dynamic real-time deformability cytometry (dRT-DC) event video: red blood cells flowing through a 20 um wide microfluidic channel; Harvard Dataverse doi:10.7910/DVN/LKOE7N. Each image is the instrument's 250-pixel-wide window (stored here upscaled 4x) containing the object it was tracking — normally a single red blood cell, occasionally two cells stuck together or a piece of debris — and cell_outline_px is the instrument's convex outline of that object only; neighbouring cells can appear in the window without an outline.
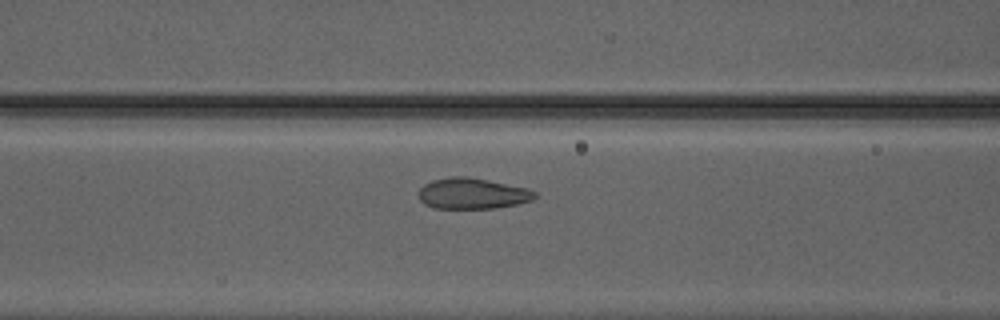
{"species": "Egyptian fruit bat (a non-hibernating species)", "species_latin": "Rousettus aegyptiacus", "temperature_condition": "warm", "stored_images_in_passage": 31, "camera_frame_rate_fps": 3000, "um_per_image_px": 0.085, "animal": {"sex": "male"}, "frame": {"image": 1, "passage_image": 8, "time_ms": 2.333, "image_size_px": [1000, 320], "cell_outline_px": [[536, 196], [532, 200], [516, 204], [496, 208], [432, 208], [424, 204], [420, 200], [420, 188], [424, 184], [432, 180], [452, 176], [468, 176], [528, 188], [536, 192]], "centroid_in_image_um": [40.15, 16.44], "position_along_channel_um": 126.5, "area_um2": 20.92}}
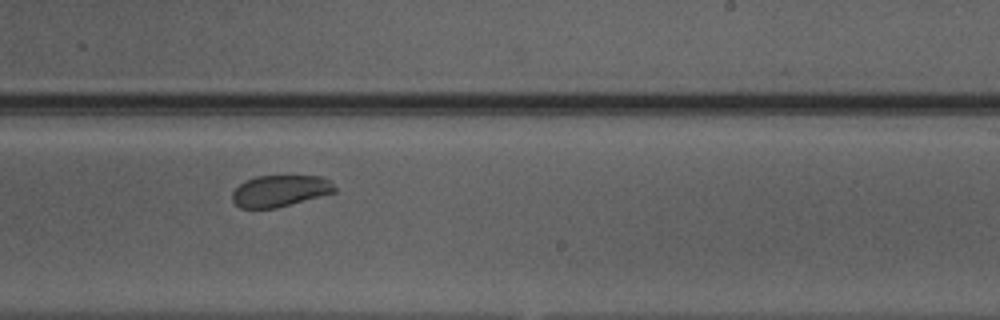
{"frame": {"image": 2, "passage_image": 18, "time_ms": 5.667, "image_size_px": [1000, 320], "cell_outline_px": [[336, 192], [276, 208], [240, 208], [232, 200], [232, 192], [244, 180], [256, 176], [324, 176], [336, 188]], "centroid_in_image_um": [23.79, 16.22], "position_along_channel_um": 265.2, "area_um2": 18.79}}
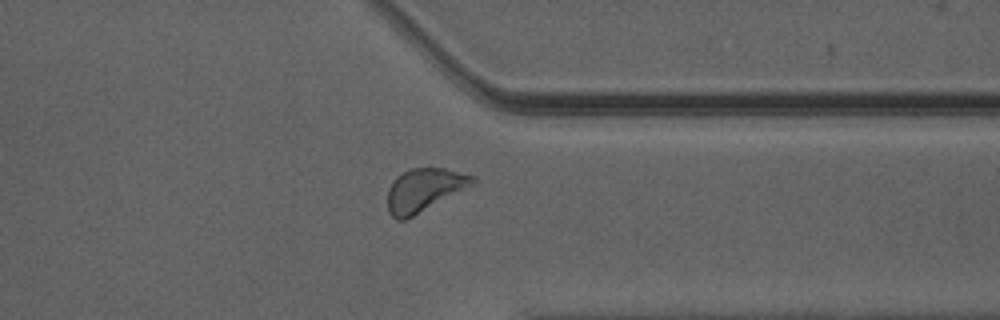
{"frame": {"image": 3, "passage_image": 26, "time_ms": 8.333, "image_size_px": [1000, 320], "cell_outline_px": [[476, 180], [412, 216], [404, 220], [396, 220], [388, 212], [388, 188], [392, 180], [396, 176], [412, 168], [444, 168], [476, 176]], "centroid_in_image_um": [35.95, 16.12], "position_along_channel_um": 375.4, "area_um2": 20.4}}